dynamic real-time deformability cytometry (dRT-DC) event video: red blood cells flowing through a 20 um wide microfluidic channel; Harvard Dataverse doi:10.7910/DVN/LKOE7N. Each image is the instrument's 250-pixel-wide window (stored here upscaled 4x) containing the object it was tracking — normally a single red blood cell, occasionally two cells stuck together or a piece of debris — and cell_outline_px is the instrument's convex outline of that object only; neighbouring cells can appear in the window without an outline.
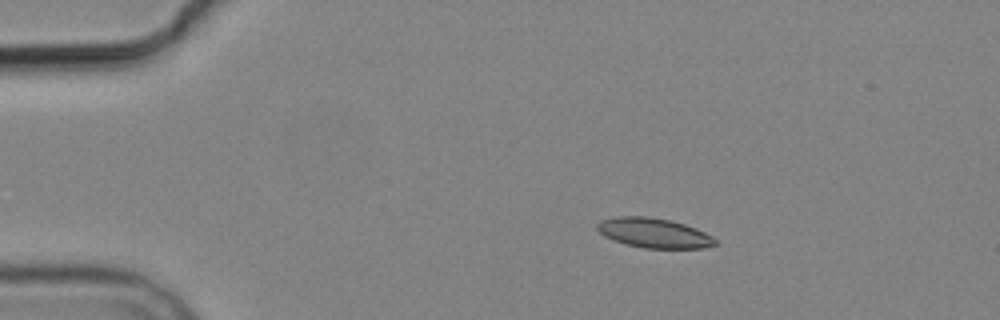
{"species": "common noctule bat (a hibernating species)", "species_latin": "Nyctalus noctula", "temperature_condition": "cold", "stored_images_in_passage": 4, "camera_frame_rate_fps": 3000, "um_per_image_px": 0.085, "animal": {"sex": "male", "body_mass_g": 19.2, "forearm_length_mm": 51.8}, "frame": {"image": 1, "passage_image": 2, "time_ms": 1.333, "image_size_px": [1000, 320], "cell_outline_px": [[716, 244], [704, 248], [644, 248], [624, 244], [604, 236], [596, 228], [596, 224], [600, 220], [616, 216], [648, 216], [672, 220], [696, 228], [712, 236], [716, 240]], "centroid_in_image_um": [55.56, 19.79], "position_along_channel_um": 29.4, "area_um2": 20.58}}
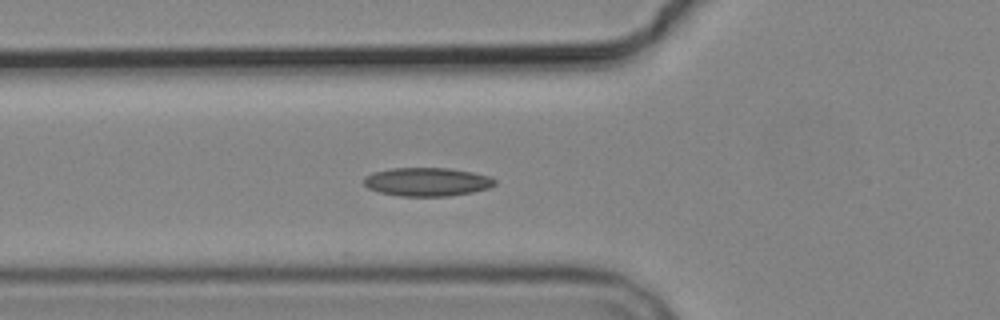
{"frame": {"image": 2, "passage_image": 4, "time_ms": 4.667, "image_size_px": [1000, 320], "cell_outline_px": [[496, 184], [488, 188], [472, 192], [448, 196], [400, 196], [380, 192], [368, 188], [364, 184], [364, 176], [372, 172], [392, 168], [448, 168], [472, 172], [488, 176], [496, 180]], "centroid_in_image_um": [36.28, 15.45], "position_along_channel_um": 89.5, "area_um2": 21.73}}